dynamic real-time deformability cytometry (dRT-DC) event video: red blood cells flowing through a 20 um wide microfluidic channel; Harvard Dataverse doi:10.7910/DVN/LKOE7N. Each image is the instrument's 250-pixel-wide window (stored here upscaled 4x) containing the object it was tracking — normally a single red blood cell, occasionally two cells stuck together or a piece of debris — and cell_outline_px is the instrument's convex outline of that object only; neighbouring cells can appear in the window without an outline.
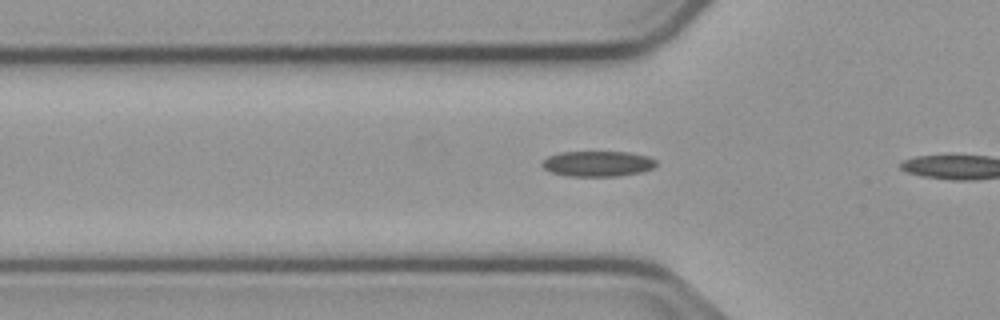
{"species": "common noctule bat (a hibernating species)", "species_latin": "Nyctalus noctula", "temperature_condition": "cold", "stored_images_in_passage": 3, "camera_frame_rate_fps": 3000, "um_per_image_px": 0.085, "animal": {"sex": "male", "body_mass_g": 23.1, "forearm_length_mm": 52.7}, "frame": {"image": 1, "passage_image": 2, "time_ms": 0.333, "image_size_px": [1000, 320], "cell_outline_px": [[656, 164], [652, 168], [640, 172], [620, 176], [568, 176], [552, 172], [544, 168], [540, 164], [548, 156], [560, 152], [628, 152], [648, 156], [656, 160]], "centroid_in_image_um": [50.8, 13.91], "position_along_channel_um": 75.0, "area_um2": 16.88}}